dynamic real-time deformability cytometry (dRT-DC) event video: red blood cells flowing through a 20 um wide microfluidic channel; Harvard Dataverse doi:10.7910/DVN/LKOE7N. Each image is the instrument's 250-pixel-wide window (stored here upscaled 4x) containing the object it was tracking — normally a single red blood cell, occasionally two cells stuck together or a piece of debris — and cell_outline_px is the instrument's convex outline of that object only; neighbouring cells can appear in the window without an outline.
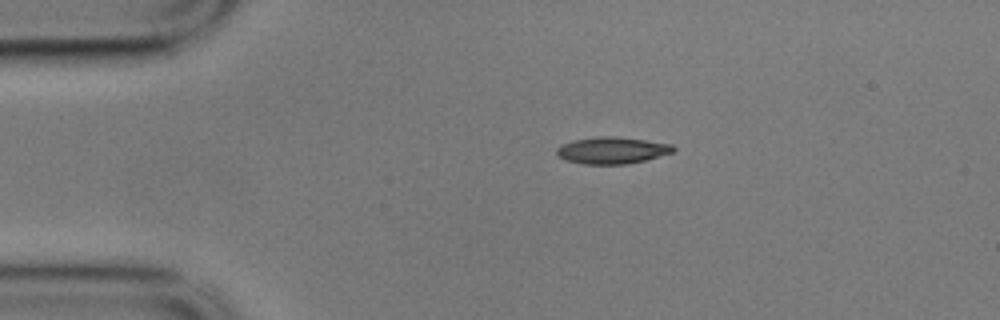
{"species": "common noctule bat (a hibernating species)", "species_latin": "Nyctalus noctula", "temperature_condition": "cold", "stored_images_in_passage": 46, "camera_frame_rate_fps": 3000, "um_per_image_px": 0.085, "animal": {"sex": "male", "body_mass_g": 17.9}, "frame": {"image": 1, "passage_image": 1, "time_ms": 0.0, "image_size_px": [1000, 320], "cell_outline_px": [[676, 148], [672, 152], [644, 160], [628, 164], [584, 164], [568, 160], [556, 156], [556, 148], [560, 144], [572, 140], [600, 136], [616, 136], [672, 144]], "centroid_in_image_um": [51.97, 12.77], "position_along_channel_um": 33.0, "area_um2": 18.15}}
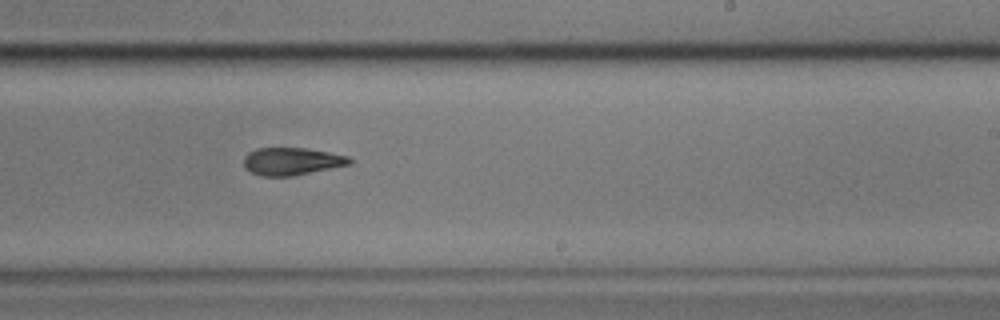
{"frame": {"image": 2, "passage_image": 24, "time_ms": 7.667, "image_size_px": [1000, 320], "cell_outline_px": [[352, 164], [292, 176], [260, 176], [244, 168], [244, 156], [248, 152], [256, 148], [304, 148], [328, 152], [348, 156], [352, 160]], "centroid_in_image_um": [24.78, 13.71], "position_along_channel_um": 264.2, "area_um2": 16.99}}
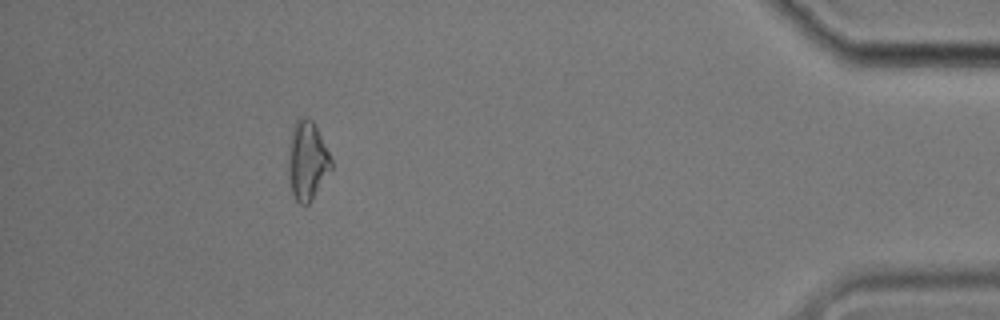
{"frame": {"image": 3, "passage_image": 41, "time_ms": 13.333, "image_size_px": [1000, 320], "cell_outline_px": [[332, 168], [308, 204], [300, 204], [296, 200], [292, 192], [288, 180], [288, 148], [292, 128], [296, 120], [300, 116], [304, 116], [312, 120], [316, 124], [332, 160]], "centroid_in_image_um": [26.09, 13.61], "position_along_channel_um": 409.1, "area_um2": 19.83}, "authors_computed_cell_mechanics": {"area_um2": 18.2359, "velocity_mm_per_s": 3.529, "shape_relaxation_time_tau1_ms": 4.8527, "shape_relaxation_time_tau2_ms": 8.3479, "deformation_change_tau1": 0.1312, "deformation_change_tau2": 0.1743}}